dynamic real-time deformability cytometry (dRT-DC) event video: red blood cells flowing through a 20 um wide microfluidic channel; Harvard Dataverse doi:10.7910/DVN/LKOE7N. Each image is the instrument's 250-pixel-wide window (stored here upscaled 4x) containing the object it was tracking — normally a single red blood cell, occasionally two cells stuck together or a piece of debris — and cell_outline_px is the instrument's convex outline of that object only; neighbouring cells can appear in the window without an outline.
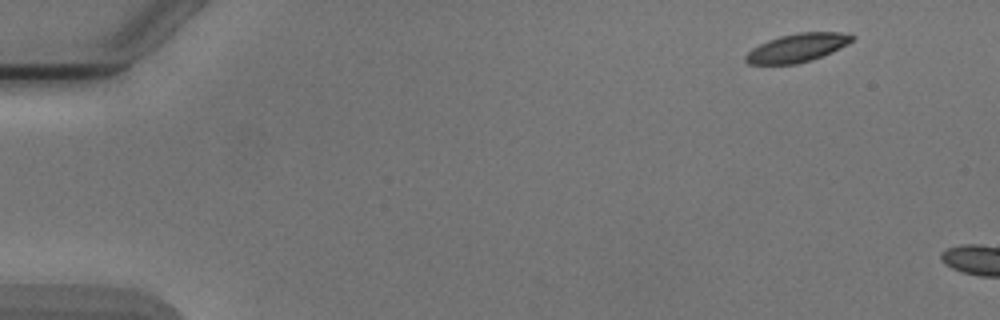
{"species": "Egyptian fruit bat (a non-hibernating species)", "species_latin": "Rousettus aegyptiacus", "temperature_condition": "cold", "stored_images_in_passage": 2, "camera_frame_rate_fps": 3000, "um_per_image_px": 0.085, "animal": {"sex": "male"}, "frame": {"image": 1, "passage_image": 1, "time_ms": 0.0, "image_size_px": [1000, 320], "cell_outline_px": [[856, 36], [848, 44], [840, 48], [812, 60], [796, 64], [748, 64], [744, 60], [744, 56], [752, 48], [768, 40], [780, 36], [800, 32], [840, 32]], "centroid_in_image_um": [67.75, 4.06], "position_along_channel_um": 17.3, "area_um2": 17.57}}